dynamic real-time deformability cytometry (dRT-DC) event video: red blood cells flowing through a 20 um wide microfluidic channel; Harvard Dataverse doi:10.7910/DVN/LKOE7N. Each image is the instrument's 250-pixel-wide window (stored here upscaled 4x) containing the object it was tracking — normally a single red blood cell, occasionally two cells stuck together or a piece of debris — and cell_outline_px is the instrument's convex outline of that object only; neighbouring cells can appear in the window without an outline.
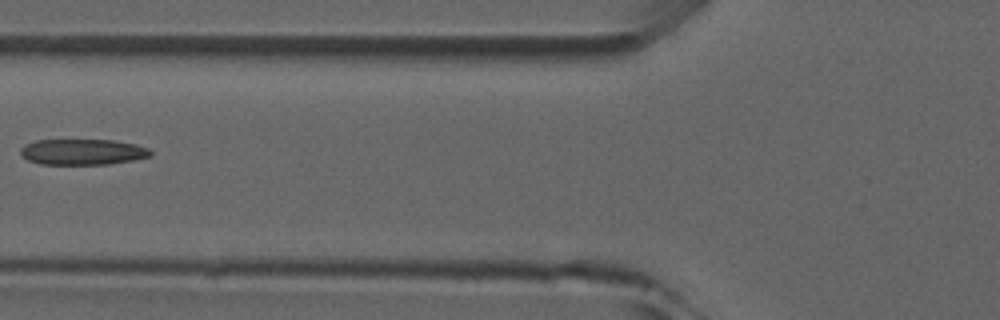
{"species": "common noctule bat (a hibernating species)", "species_latin": "Nyctalus noctula", "temperature_condition": "room temperature", "stored_images_in_passage": 5, "camera_frame_rate_fps": 3000, "um_per_image_px": 0.085, "animal": {"sex": "male", "forearm_length_mm": 52.5}, "frame": {"image": 1, "passage_image": 5, "time_ms": 4.667, "image_size_px": [1000, 320], "cell_outline_px": [[152, 156], [132, 160], [108, 164], [40, 164], [28, 160], [20, 152], [20, 148], [24, 144], [36, 140], [112, 140], [136, 144], [148, 148], [152, 152]], "centroid_in_image_um": [7.02, 12.91], "position_along_channel_um": 118.8, "area_um2": 19.54}}